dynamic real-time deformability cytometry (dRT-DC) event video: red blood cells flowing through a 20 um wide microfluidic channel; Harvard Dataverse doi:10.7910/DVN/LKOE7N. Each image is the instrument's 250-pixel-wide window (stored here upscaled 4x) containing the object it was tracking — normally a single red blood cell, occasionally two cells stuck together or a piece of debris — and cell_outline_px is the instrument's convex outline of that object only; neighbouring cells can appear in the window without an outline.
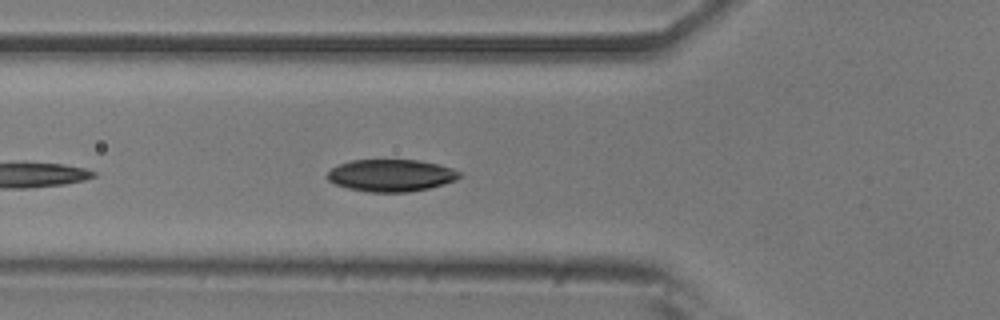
{"species": "common noctule bat (a hibernating species)", "species_latin": "Nyctalus noctula", "temperature_condition": "room temperature", "stored_images_in_passage": 40, "camera_frame_rate_fps": 3000, "um_per_image_px": 0.085, "animal": {"sex": "male", "body_mass_g": 20.5, "forearm_length_mm": 52.5}, "frame": {"image": 1, "passage_image": 5, "time_ms": 1.333, "image_size_px": [1000, 320], "cell_outline_px": [[464, 176], [456, 180], [444, 184], [428, 188], [408, 192], [364, 192], [348, 188], [336, 184], [328, 180], [324, 176], [332, 168], [340, 164], [352, 160], [420, 160], [440, 164], [464, 172]], "centroid_in_image_um": [33.29, 14.91], "position_along_channel_um": 92.5, "area_um2": 25.09}}
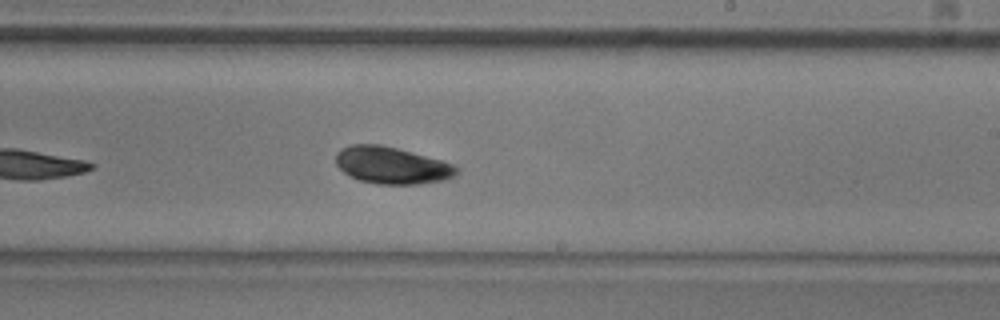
{"frame": {"image": 2, "passage_image": 18, "time_ms": 5.667, "image_size_px": [1000, 320], "cell_outline_px": [[460, 168], [456, 176], [444, 180], [420, 184], [376, 184], [360, 180], [344, 172], [336, 164], [336, 152], [340, 148], [352, 144], [380, 144], [396, 148], [440, 160], [452, 164]], "centroid_in_image_um": [33.3, 14.05], "position_along_channel_um": 255.7, "area_um2": 25.95}}
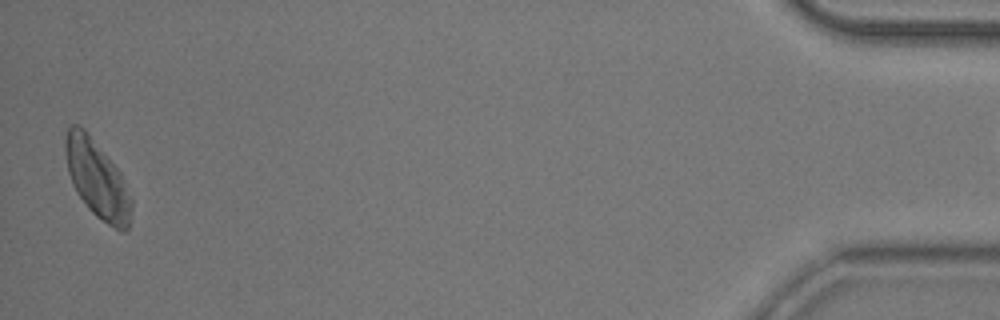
{"frame": {"image": 3, "passage_image": 39, "time_ms": 12.667, "image_size_px": [1000, 320], "cell_outline_px": [[132, 212], [128, 228], [124, 232], [120, 232], [96, 216], [88, 208], [76, 192], [72, 184], [68, 172], [64, 152], [64, 140], [68, 128], [72, 124], [80, 124], [88, 132], [120, 172], [132, 200]], "centroid_in_image_um": [8.24, 15.22], "position_along_channel_um": 427.0, "area_um2": 30.06}}